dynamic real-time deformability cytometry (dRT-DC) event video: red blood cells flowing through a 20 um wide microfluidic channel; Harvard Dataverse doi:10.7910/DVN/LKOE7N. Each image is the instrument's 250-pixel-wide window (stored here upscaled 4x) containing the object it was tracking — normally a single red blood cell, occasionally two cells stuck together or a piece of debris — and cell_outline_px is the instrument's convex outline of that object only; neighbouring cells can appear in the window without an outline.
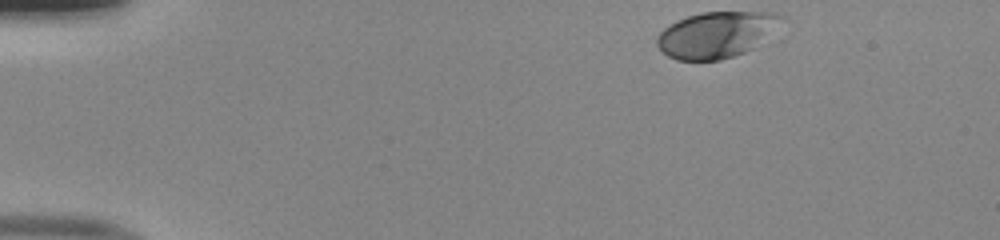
{"species": "human", "species_latin": "Homo sapiens", "temperature_condition": "room temperature", "stored_images_in_passage": 45, "camera_frame_rate_fps": 3000, "um_per_image_px": 0.085, "donor": {"sex": "male"}, "frame": {"image": 1, "passage_image": 1, "time_ms": 0.0, "image_size_px": [1000, 240], "cell_outline_px": [[784, 16], [764, 44], [756, 48], [720, 60], [676, 60], [660, 52], [656, 44], [656, 36], [668, 24], [688, 16], [704, 12], [776, 12]], "centroid_in_image_um": [60.89, 2.95], "position_along_channel_um": 24.1, "area_um2": 33.81}}
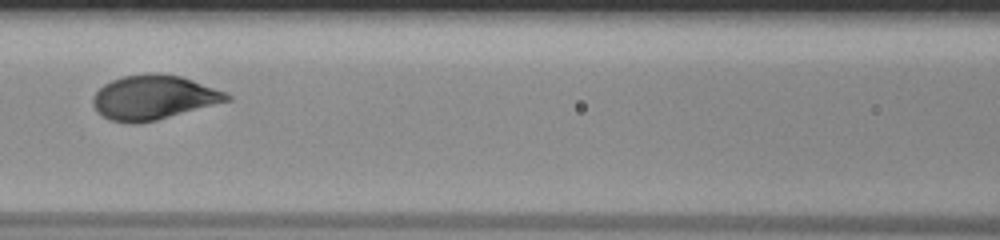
{"frame": {"image": 2, "passage_image": 18, "time_ms": 5.667, "image_size_px": [1000, 240], "cell_outline_px": [[232, 100], [156, 120], [136, 124], [132, 124], [112, 120], [96, 112], [92, 104], [92, 96], [104, 84], [112, 80], [124, 76], [148, 72], [156, 72], [180, 76], [192, 80], [224, 92], [232, 96]], "centroid_in_image_um": [13.02, 8.28], "position_along_channel_um": 153.6, "area_um2": 34.56}}
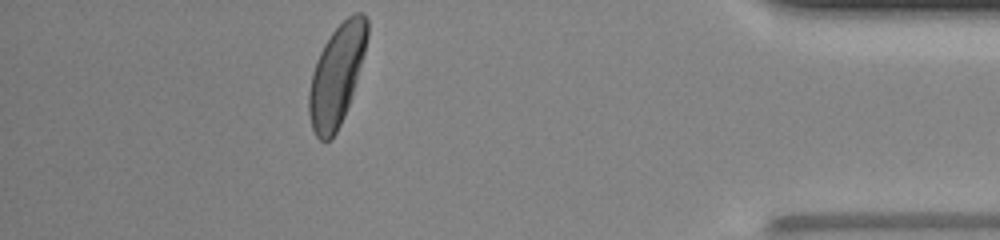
{"frame": {"image": 3, "passage_image": 40, "time_ms": 13.0, "image_size_px": [1000, 240], "cell_outline_px": [[368, 36], [364, 52], [352, 96], [344, 116], [332, 140], [320, 140], [316, 136], [312, 128], [308, 112], [308, 92], [312, 72], [316, 60], [324, 44], [332, 32], [348, 16], [356, 12], [364, 12], [368, 20]], "centroid_in_image_um": [28.61, 6.4], "position_along_channel_um": 406.6, "area_um2": 34.1}, "authors_computed_cell_mechanics": {"area_um2": 33.6974, "velocity_mm_per_s": 3.9992, "shape_relaxation_time_tau1_ms": 2.1407, "shape_relaxation_time_tau2_ms": null, "deformation_change_tau1": 0.1364, "deformation_change_tau2": null}}